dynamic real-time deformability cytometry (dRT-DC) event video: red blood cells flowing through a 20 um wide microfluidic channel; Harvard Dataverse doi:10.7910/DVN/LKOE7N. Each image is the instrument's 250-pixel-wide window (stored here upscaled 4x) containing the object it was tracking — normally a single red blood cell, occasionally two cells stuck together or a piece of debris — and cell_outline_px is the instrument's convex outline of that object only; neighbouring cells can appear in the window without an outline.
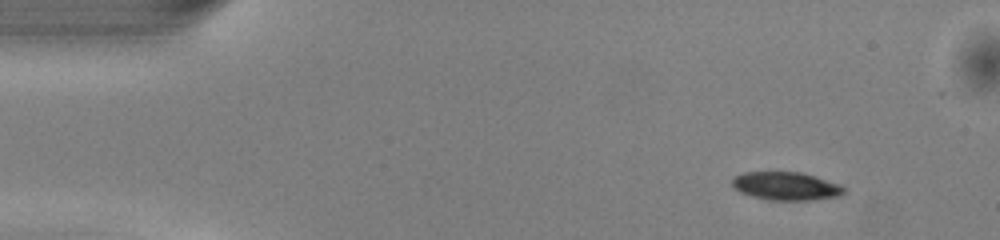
{"species": "common noctule bat (a hibernating species)", "species_latin": "Nyctalus noctula", "temperature_condition": "warm", "stored_images_in_passage": 46, "camera_frame_rate_fps": 3000, "um_per_image_px": 0.085, "animal": {"sex": "male", "body_mass_g": 13.0, "forearm_length_mm": 53.1}, "frame": {"image": 1, "passage_image": 1, "time_ms": 0.0, "image_size_px": [1000, 240], "cell_outline_px": [[844, 192], [840, 196], [812, 200], [772, 200], [752, 196], [740, 192], [732, 184], [732, 176], [744, 172], [804, 172], [840, 184], [844, 188]], "centroid_in_image_um": [66.82, 15.8], "position_along_channel_um": 18.2, "area_um2": 18.44}}
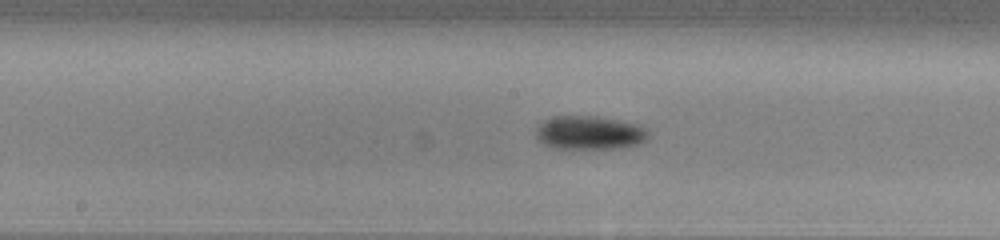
{"frame": {"image": 2, "passage_image": 21, "time_ms": 6.667, "image_size_px": [1000, 240], "cell_outline_px": [[648, 140], [640, 144], [612, 148], [556, 148], [544, 144], [536, 136], [536, 128], [544, 120], [552, 116], [596, 116], [640, 124], [648, 132]], "centroid_in_image_um": [50.12, 11.27], "position_along_channel_um": 198.1, "area_um2": 21.96}}
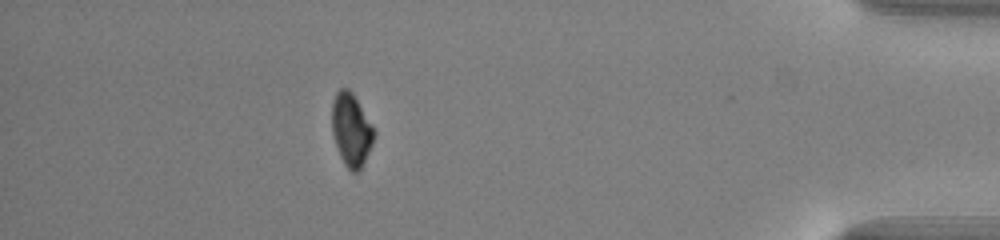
{"frame": {"image": 3, "passage_image": 40, "time_ms": 13.0, "image_size_px": [1000, 240], "cell_outline_px": [[376, 132], [372, 144], [364, 164], [356, 172], [352, 172], [344, 164], [340, 156], [332, 132], [332, 100], [336, 92], [340, 88], [348, 88], [352, 92], [372, 124]], "centroid_in_image_um": [29.86, 11.02], "position_along_channel_um": 405.3, "area_um2": 17.86}, "authors_computed_cell_mechanics": {"area_um2": 19.9699, "velocity_mm_per_s": 4.1077, "shape_relaxation_time_tau1_ms": 2.0558, "shape_relaxation_time_tau2_ms": null, "deformation_change_tau1": 0.0869, "deformation_change_tau2": null}}